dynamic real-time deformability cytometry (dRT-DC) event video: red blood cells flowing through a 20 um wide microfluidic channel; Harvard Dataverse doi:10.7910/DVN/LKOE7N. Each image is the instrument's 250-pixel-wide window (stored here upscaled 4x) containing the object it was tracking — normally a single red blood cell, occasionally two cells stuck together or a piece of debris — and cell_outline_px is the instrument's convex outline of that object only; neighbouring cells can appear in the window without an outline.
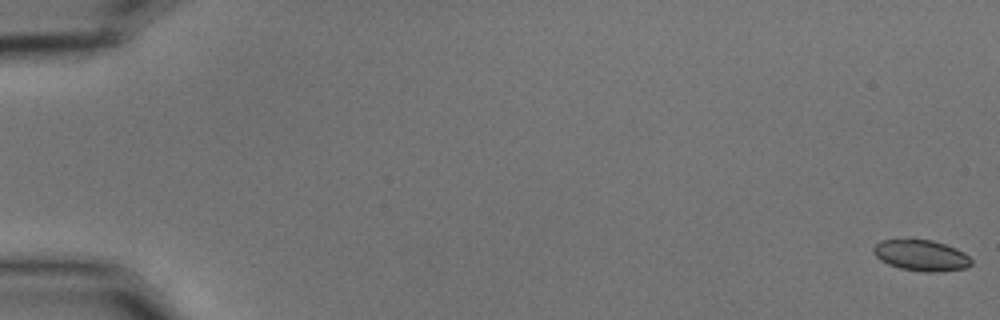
{"species": "common noctule bat (a hibernating species)", "species_latin": "Nyctalus noctula", "temperature_condition": "cold", "stored_images_in_passage": 59, "camera_frame_rate_fps": 3000, "um_per_image_px": 0.085, "animal": {"sex": "male", "body_mass_g": 15.6}, "frame": {"image": 1, "passage_image": 1, "time_ms": 0.0, "image_size_px": [1000, 320], "cell_outline_px": [[972, 264], [968, 268], [940, 272], [924, 272], [900, 268], [888, 264], [880, 260], [876, 256], [872, 248], [880, 240], [912, 236], [932, 240], [956, 248], [964, 252], [972, 260]], "centroid_in_image_um": [78.29, 21.67], "position_along_channel_um": 6.7, "area_um2": 18.44}}
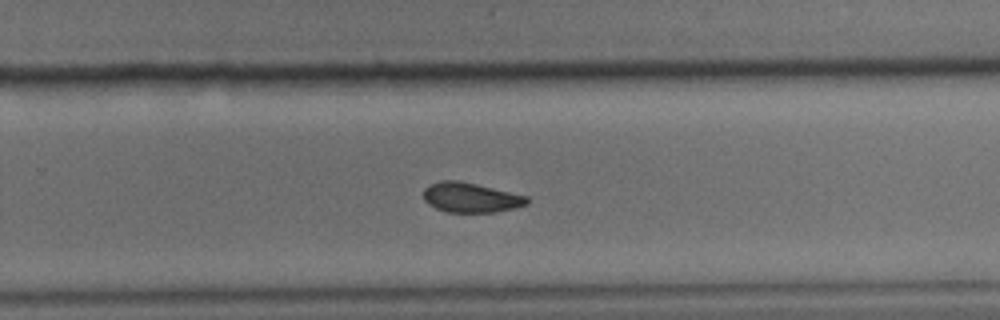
{"frame": {"image": 2, "passage_image": 39, "time_ms": 12.667, "image_size_px": [1000, 320], "cell_outline_px": [[528, 204], [496, 212], [448, 212], [436, 208], [428, 204], [424, 200], [424, 188], [440, 180], [456, 180], [476, 184], [528, 196]], "centroid_in_image_um": [40.0, 16.79], "position_along_channel_um": 289.8, "area_um2": 17.8}}
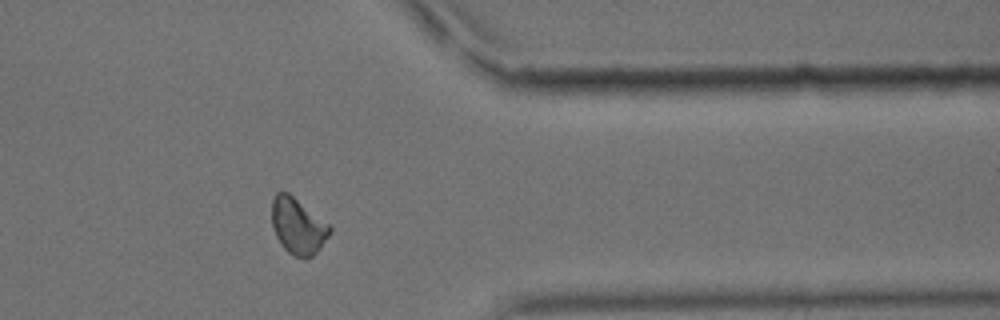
{"frame": {"image": 3, "passage_image": 48, "time_ms": 15.667, "image_size_px": [1000, 320], "cell_outline_px": [[332, 232], [320, 248], [312, 256], [296, 256], [288, 252], [280, 244], [276, 236], [272, 224], [272, 200], [276, 192], [288, 192], [328, 224], [332, 228]], "centroid_in_image_um": [25.31, 19.21], "position_along_channel_um": 386.1, "area_um2": 18.61}, "authors_computed_cell_mechanics": {"area_um2": 18.5538, "velocity_mm_per_s": 3.5354, "shape_relaxation_time_tau1_ms": 7.1707, "shape_relaxation_time_tau2_ms": 3.6332, "deformation_change_tau1": 0.1394, "deformation_change_tau2": 0.0822}}